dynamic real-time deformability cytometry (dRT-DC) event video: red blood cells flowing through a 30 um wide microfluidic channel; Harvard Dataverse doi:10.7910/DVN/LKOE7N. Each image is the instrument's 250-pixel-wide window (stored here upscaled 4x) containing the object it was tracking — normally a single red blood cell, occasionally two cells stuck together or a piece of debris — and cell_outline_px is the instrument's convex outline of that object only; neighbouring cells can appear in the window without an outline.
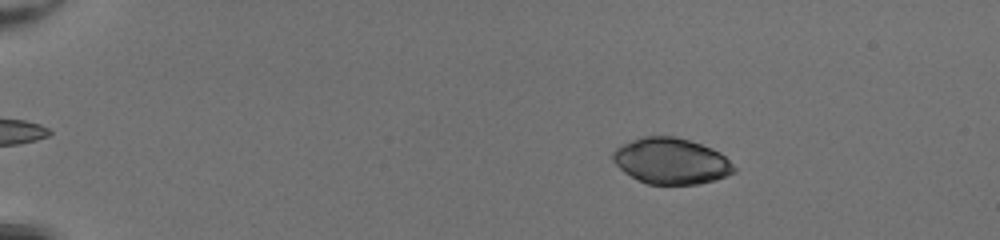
{"species": "common noctule bat (a hibernating species)", "species_latin": "Nyctalus noctula", "temperature_condition": "room temperature", "stored_images_in_passage": 52, "camera_frame_rate_fps": 3000, "um_per_image_px": 0.085, "animal": {"sex": "female", "body_mass_g": 20.0, "forearm_length_mm": 54.0}, "frame": {"image": 1, "passage_image": 10, "time_ms": 3.0, "image_size_px": [1000, 240], "cell_outline_px": [[736, 172], [700, 184], [648, 184], [624, 172], [612, 160], [612, 152], [616, 148], [632, 140], [644, 136], [676, 136], [712, 148], [720, 152], [736, 168]], "centroid_in_image_um": [57.04, 13.68], "position_along_channel_um": 28.0, "area_um2": 32.19}}
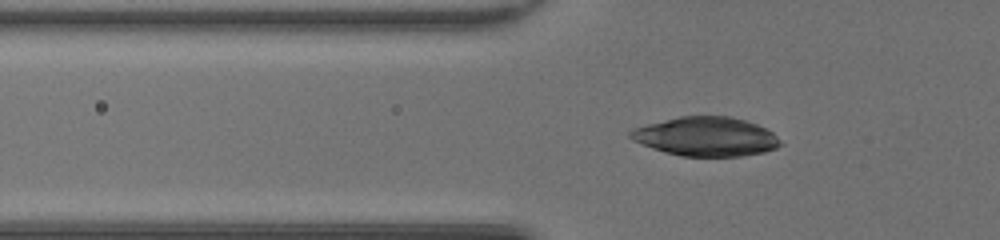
{"frame": {"image": 2, "passage_image": 20, "time_ms": 6.333, "image_size_px": [1000, 240], "cell_outline_px": [[784, 144], [776, 148], [764, 152], [740, 156], [680, 156], [652, 148], [632, 140], [628, 136], [628, 132], [632, 128], [680, 116], [732, 116], [756, 124], [772, 132]], "centroid_in_image_um": [60.0, 11.61], "position_along_channel_um": 65.8, "area_um2": 34.1}}